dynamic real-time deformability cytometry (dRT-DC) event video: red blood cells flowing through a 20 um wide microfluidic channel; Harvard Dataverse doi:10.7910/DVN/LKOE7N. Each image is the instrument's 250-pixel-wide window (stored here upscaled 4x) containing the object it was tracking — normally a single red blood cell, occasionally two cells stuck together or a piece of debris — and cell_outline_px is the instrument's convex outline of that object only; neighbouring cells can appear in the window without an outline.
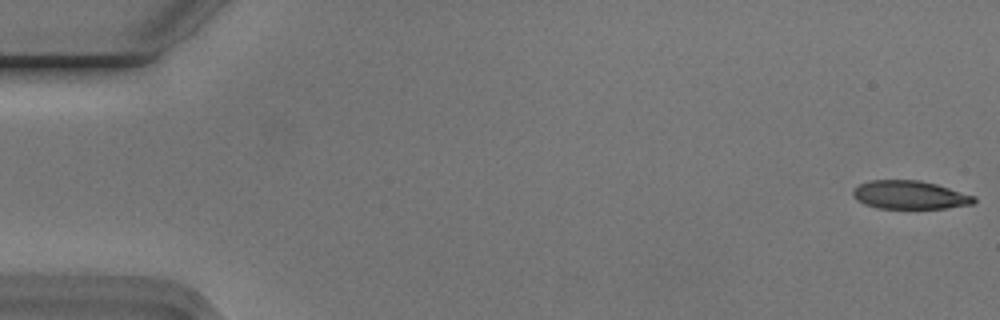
{"species": "Egyptian fruit bat (a non-hibernating species)", "species_latin": "Rousettus aegyptiacus", "temperature_condition": "cold", "stored_images_in_passage": 54, "camera_frame_rate_fps": 3000, "um_per_image_px": 0.085, "animal": {"sex": "male"}, "frame": {"image": 1, "passage_image": 1, "time_ms": 0.0, "image_size_px": [1000, 320], "cell_outline_px": [[976, 200], [972, 204], [944, 208], [880, 208], [864, 204], [856, 200], [852, 196], [852, 188], [868, 180], [920, 180], [936, 184], [976, 196]], "centroid_in_image_um": [77.29, 16.56], "position_along_channel_um": 7.7, "area_um2": 20.06}}
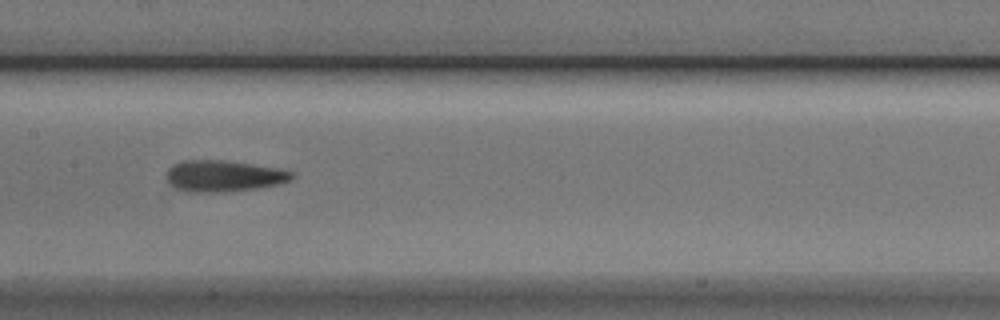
{"frame": {"image": 2, "passage_image": 27, "time_ms": 8.667, "image_size_px": [1000, 320], "cell_outline_px": [[292, 176], [288, 180], [280, 184], [260, 188], [224, 192], [192, 192], [176, 188], [168, 184], [168, 168], [172, 164], [184, 160], [224, 160], [252, 164], [276, 168], [292, 172]], "centroid_in_image_um": [18.97, 14.96], "position_along_channel_um": 188.4, "area_um2": 22.77}}
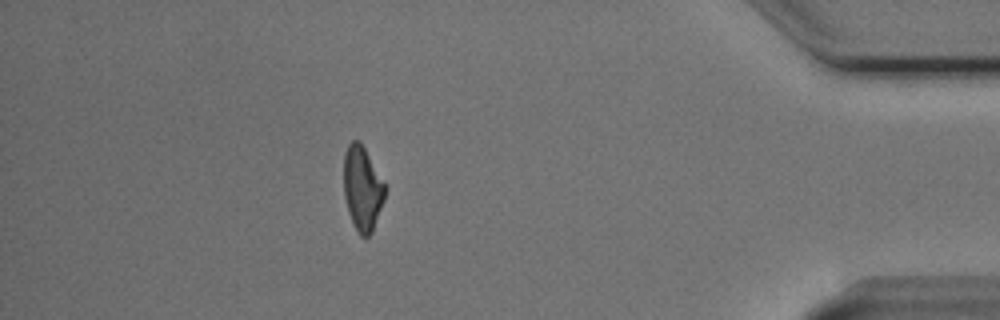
{"frame": {"image": 3, "passage_image": 48, "time_ms": 15.667, "image_size_px": [1000, 320], "cell_outline_px": [[384, 200], [372, 232], [368, 236], [360, 236], [352, 224], [348, 212], [344, 196], [344, 152], [348, 144], [352, 140], [360, 140], [384, 184]], "centroid_in_image_um": [30.77, 16.02], "position_along_channel_um": 404.4, "area_um2": 20.06}, "authors_computed_cell_mechanics": {"area_um2": 21.5594, "velocity_mm_per_s": 3.7613, "shape_relaxation_time_tau1_ms": 3.7198, "shape_relaxation_time_tau2_ms": 4.3014, "deformation_change_tau1": 0.1623, "deformation_change_tau2": 0.159}}